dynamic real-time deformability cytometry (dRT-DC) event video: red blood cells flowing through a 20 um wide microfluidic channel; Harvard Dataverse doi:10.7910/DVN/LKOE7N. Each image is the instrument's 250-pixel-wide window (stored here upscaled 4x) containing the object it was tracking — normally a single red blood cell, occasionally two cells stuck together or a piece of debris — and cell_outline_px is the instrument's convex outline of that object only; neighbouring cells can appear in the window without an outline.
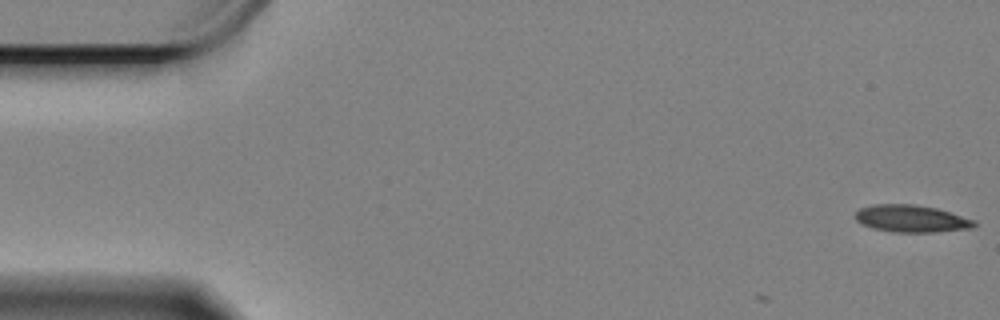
{"species": "Egyptian fruit bat (a non-hibernating species)", "species_latin": "Rousettus aegyptiacus", "temperature_condition": "cold", "stored_images_in_passage": 4, "camera_frame_rate_fps": 3000, "um_per_image_px": 0.085, "animal": {"sex": "female"}, "frame": {"image": 1, "passage_image": 1, "time_ms": 0.0, "image_size_px": [1000, 320], "cell_outline_px": [[976, 224], [972, 228], [932, 232], [896, 232], [872, 228], [856, 220], [856, 212], [860, 208], [872, 204], [916, 204], [936, 208], [976, 220]], "centroid_in_image_um": [77.47, 18.57], "position_along_channel_um": 7.5, "area_um2": 18.73}}